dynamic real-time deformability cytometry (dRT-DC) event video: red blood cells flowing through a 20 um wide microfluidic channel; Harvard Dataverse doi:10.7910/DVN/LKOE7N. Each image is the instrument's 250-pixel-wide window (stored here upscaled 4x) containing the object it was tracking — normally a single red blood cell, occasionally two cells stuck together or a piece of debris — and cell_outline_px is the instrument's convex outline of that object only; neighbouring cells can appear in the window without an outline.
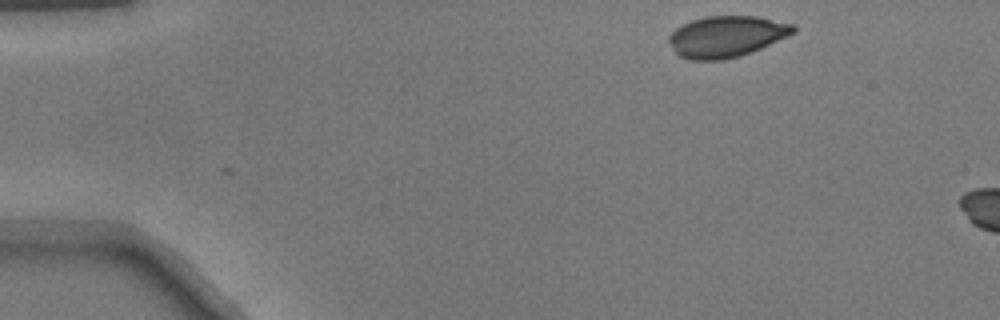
{"species": "common noctule bat (a hibernating species)", "species_latin": "Nyctalus noctula", "temperature_condition": "warm", "stored_images_in_passage": 4, "camera_frame_rate_fps": 3000, "um_per_image_px": 0.085, "animal": {"sex": "male", "body_mass_g": 17.9}, "frame": {"image": 1, "passage_image": 4, "time_ms": 1.0, "image_size_px": [1000, 320], "cell_outline_px": [[796, 32], [760, 48], [740, 56], [724, 60], [688, 60], [680, 56], [676, 52], [668, 40], [668, 36], [676, 28], [692, 20], [704, 16], [756, 16], [792, 24], [796, 28]], "centroid_in_image_um": [61.73, 3.1], "position_along_channel_um": 23.3, "area_um2": 29.65}}